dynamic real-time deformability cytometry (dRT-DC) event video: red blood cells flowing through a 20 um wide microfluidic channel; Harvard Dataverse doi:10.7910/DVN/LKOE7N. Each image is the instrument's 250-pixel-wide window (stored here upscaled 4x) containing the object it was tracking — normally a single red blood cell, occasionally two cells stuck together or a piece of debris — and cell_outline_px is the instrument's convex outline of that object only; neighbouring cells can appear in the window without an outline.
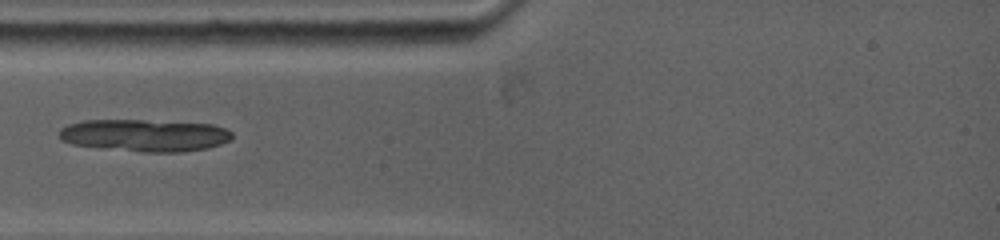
{"species": "common noctule bat (a hibernating species)", "species_latin": "Nyctalus noctula", "temperature_condition": "warm", "stored_images_in_passage": 7, "camera_frame_rate_fps": 5000, "um_per_image_px": 0.085, "animal": {"sex": "female", "body_mass_g": 19.0, "forearm_length_mm": 53.3}, "frame": {"image": 1, "passage_image": 1, "time_ms": 0.0, "image_size_px": [1000, 240], "cell_outline_px": [[232, 136], [228, 140], [220, 144], [208, 148], [180, 152], [144, 152], [72, 144], [60, 140], [60, 128], [68, 124], [84, 120], [144, 120], [212, 124], [224, 128], [232, 132]], "centroid_in_image_um": [12.29, 11.5], "position_along_channel_um": 72.7, "area_um2": 32.25}}
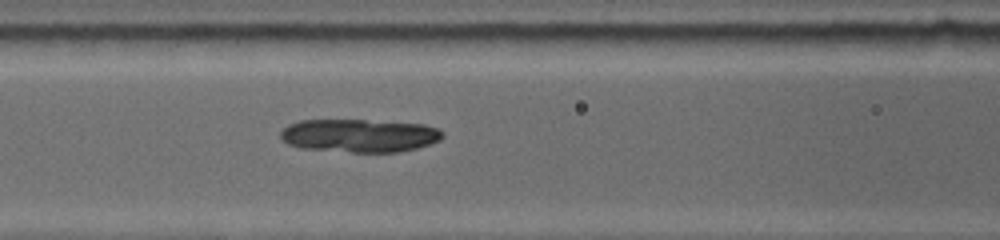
{"frame": {"image": 2, "passage_image": 5, "time_ms": 1.6, "image_size_px": [1000, 240], "cell_outline_px": [[444, 136], [440, 140], [416, 148], [396, 152], [352, 152], [300, 148], [288, 144], [280, 136], [280, 132], [288, 124], [300, 120], [364, 120], [424, 124], [440, 128], [444, 132]], "centroid_in_image_um": [30.56, 11.52], "position_along_channel_um": 136.0, "area_um2": 31.39}}
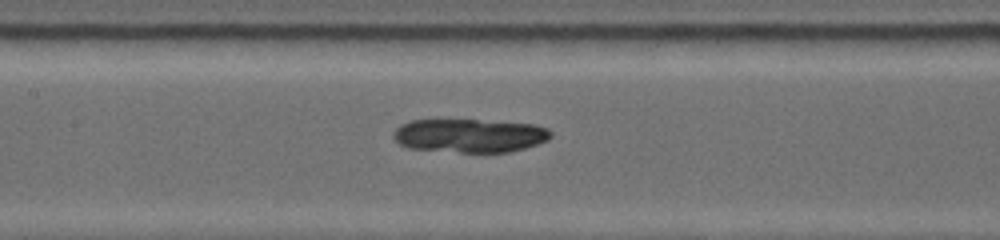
{"frame": {"image": 3, "passage_image": 7, "time_ms": 2.4, "image_size_px": [1000, 240], "cell_outline_px": [[552, 136], [548, 140], [524, 148], [508, 152], [460, 152], [408, 148], [400, 144], [392, 136], [392, 132], [400, 124], [412, 120], [476, 120], [536, 124], [548, 128], [552, 132]], "centroid_in_image_um": [39.92, 11.52], "position_along_channel_um": 167.5, "area_um2": 30.87}}